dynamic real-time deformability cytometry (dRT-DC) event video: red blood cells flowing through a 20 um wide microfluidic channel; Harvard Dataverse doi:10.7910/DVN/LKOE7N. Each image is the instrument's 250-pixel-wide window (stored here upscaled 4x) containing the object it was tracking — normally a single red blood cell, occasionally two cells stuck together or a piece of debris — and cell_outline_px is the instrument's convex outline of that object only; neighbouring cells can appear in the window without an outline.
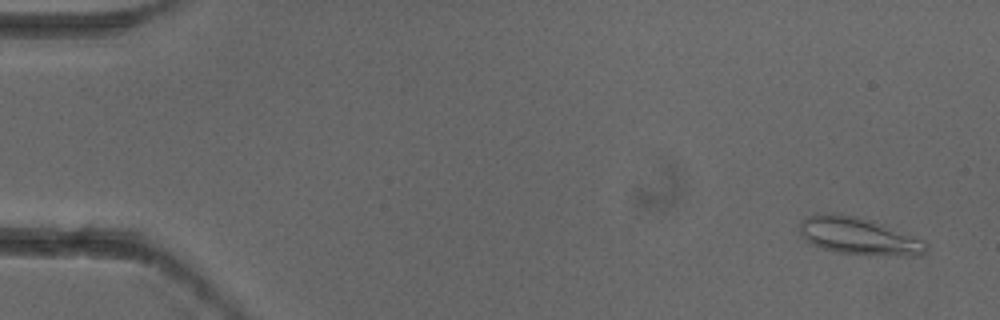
{"species": "common noctule bat (a hibernating species)", "species_latin": "Nyctalus noctula", "temperature_condition": "cold", "stored_images_in_passage": 4, "camera_frame_rate_fps": 3000, "um_per_image_px": 0.085, "animal": {"sex": "female"}, "frame": {"image": 1, "passage_image": 1, "time_ms": 0.0, "image_size_px": [1000, 320], "cell_outline_px": [[928, 248], [920, 256], [908, 256], [836, 252], [812, 244], [804, 240], [800, 232], [800, 220], [816, 212], [832, 212], [856, 216], [872, 220], [884, 224], [920, 240], [928, 244]], "centroid_in_image_um": [72.93, 20.03], "position_along_channel_um": 12.1, "area_um2": 27.34}}